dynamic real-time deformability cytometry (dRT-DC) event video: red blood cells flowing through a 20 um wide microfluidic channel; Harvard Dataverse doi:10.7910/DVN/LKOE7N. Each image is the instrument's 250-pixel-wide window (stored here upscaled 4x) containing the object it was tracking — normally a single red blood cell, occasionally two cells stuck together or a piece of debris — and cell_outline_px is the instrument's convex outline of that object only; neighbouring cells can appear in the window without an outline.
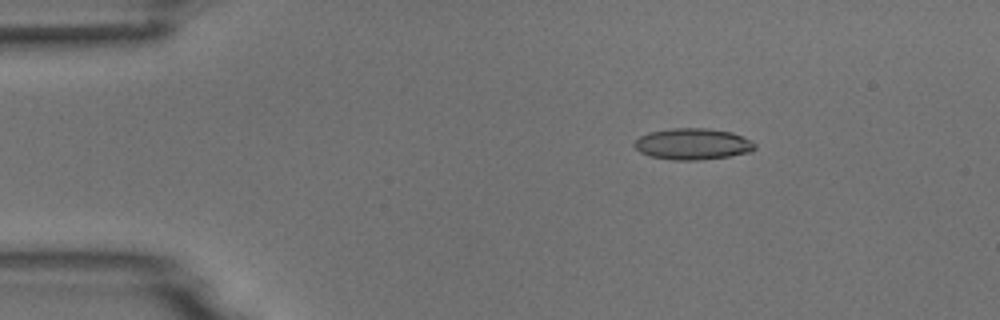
{"species": "common noctule bat (a hibernating species)", "species_latin": "Nyctalus noctula", "temperature_condition": "room temperature", "stored_images_in_passage": 5, "camera_frame_rate_fps": 3000, "um_per_image_px": 0.085, "animal": {"sex": "male", "body_mass_g": 18.8}, "frame": {"image": 1, "passage_image": 3, "time_ms": 2.333, "image_size_px": [1000, 320], "cell_outline_px": [[756, 148], [752, 152], [728, 156], [696, 160], [672, 160], [648, 156], [640, 152], [632, 144], [640, 136], [648, 132], [672, 128], [704, 128], [732, 132], [752, 140], [756, 144]], "centroid_in_image_um": [58.88, 12.24], "position_along_channel_um": 26.1, "area_um2": 22.14}}
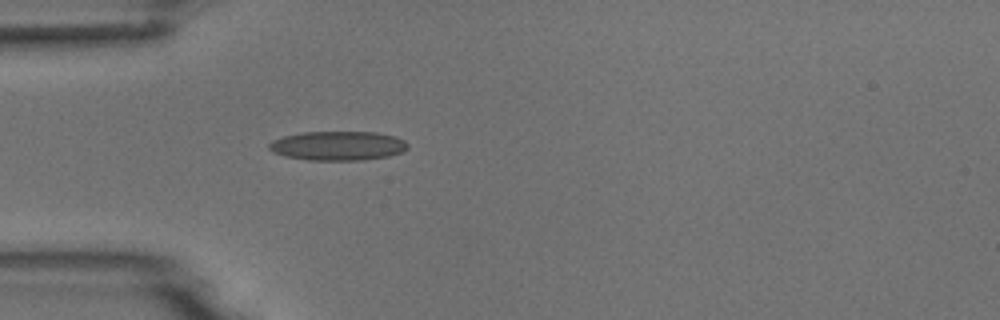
{"frame": {"image": 2, "passage_image": 5, "time_ms": 4.667, "image_size_px": [1000, 320], "cell_outline_px": [[408, 148], [404, 152], [388, 156], [364, 160], [308, 160], [284, 156], [272, 152], [268, 148], [268, 144], [272, 140], [284, 136], [304, 132], [376, 132], [396, 136], [404, 140], [408, 144]], "centroid_in_image_um": [28.73, 12.39], "position_along_channel_um": 56.3, "area_um2": 23.81}}